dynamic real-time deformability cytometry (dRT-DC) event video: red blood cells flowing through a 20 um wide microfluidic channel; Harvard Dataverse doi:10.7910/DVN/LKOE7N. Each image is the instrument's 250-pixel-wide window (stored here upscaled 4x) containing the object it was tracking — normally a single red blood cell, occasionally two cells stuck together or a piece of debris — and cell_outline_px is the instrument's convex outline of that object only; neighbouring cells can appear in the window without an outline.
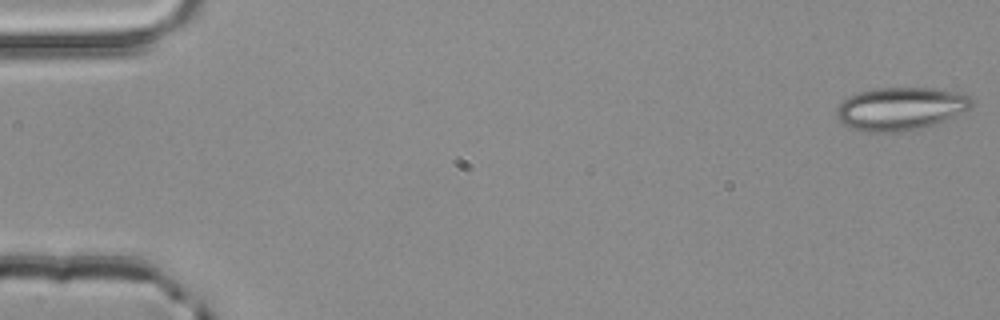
{"species": "common noctule bat (a hibernating species)", "species_latin": "Nyctalus noctula", "temperature_condition": "room temperature", "stored_images_in_passage": 4, "camera_frame_rate_fps": 3000, "um_per_image_px": 0.085, "animal": {"sex": "male", "body_mass_g": 20.4}, "frame": {"image": 1, "passage_image": 1, "time_ms": 0.0, "image_size_px": [1000, 320], "cell_outline_px": [[972, 108], [964, 112], [924, 128], [896, 132], [864, 132], [852, 128], [844, 124], [836, 116], [836, 108], [848, 96], [856, 92], [872, 88], [936, 88], [956, 92], [972, 96]], "centroid_in_image_um": [76.54, 9.23], "position_along_channel_um": 8.5, "area_um2": 34.1}}